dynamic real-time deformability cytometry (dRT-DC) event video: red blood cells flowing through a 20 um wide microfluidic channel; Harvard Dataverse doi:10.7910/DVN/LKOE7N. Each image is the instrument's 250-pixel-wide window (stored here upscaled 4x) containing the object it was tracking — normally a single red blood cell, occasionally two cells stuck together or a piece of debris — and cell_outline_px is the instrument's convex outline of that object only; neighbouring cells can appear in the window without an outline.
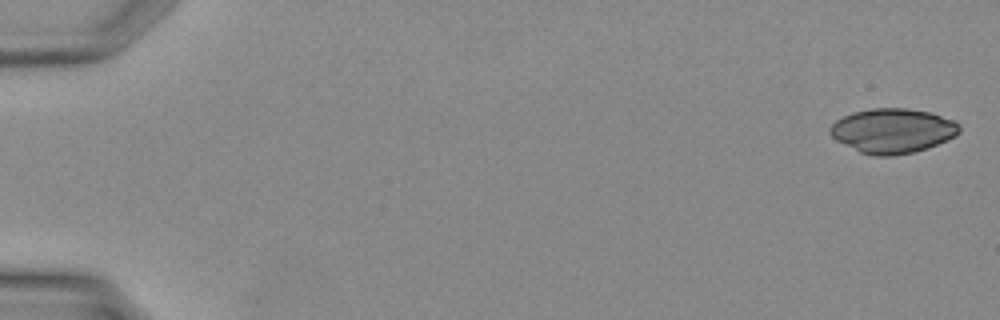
{"species": "Egyptian fruit bat (a non-hibernating species)", "species_latin": "Rousettus aegyptiacus", "temperature_condition": "warm", "stored_images_in_passage": 8, "camera_frame_rate_fps": 3000, "um_per_image_px": 0.085, "animal": {"sex": "female"}, "frame": {"image": 1, "passage_image": 1, "time_ms": 0.0, "image_size_px": [1000, 320], "cell_outline_px": [[960, 132], [956, 136], [936, 144], [912, 152], [892, 156], [876, 156], [860, 152], [836, 140], [828, 132], [828, 128], [836, 120], [852, 112], [872, 108], [908, 108], [928, 112], [956, 120], [960, 124]], "centroid_in_image_um": [75.87, 11.1], "position_along_channel_um": 9.1, "area_um2": 33.58}}